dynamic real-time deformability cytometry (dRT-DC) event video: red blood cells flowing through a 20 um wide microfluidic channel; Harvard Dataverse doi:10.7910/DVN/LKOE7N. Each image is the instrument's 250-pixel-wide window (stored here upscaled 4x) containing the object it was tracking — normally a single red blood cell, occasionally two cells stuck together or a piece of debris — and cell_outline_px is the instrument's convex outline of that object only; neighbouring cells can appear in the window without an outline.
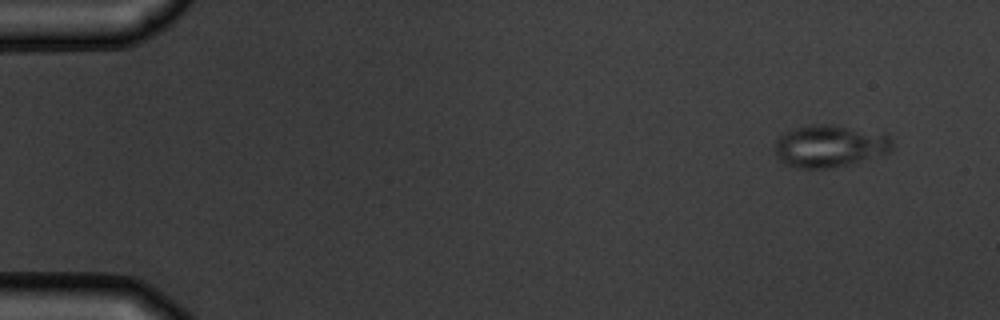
{"species": "common noctule bat (a hibernating species)", "species_latin": "Nyctalus noctula", "temperature_condition": "warm", "stored_images_in_passage": 7, "camera_frame_rate_fps": 3000, "um_per_image_px": 0.085, "animal": {"sex": "male", "body_mass_g": 19.5, "forearm_length_mm": 54.6}, "frame": {"image": 1, "passage_image": 1, "time_ms": 0.0, "image_size_px": [1000, 320], "cell_outline_px": [[892, 148], [888, 152], [852, 164], [824, 168], [800, 168], [784, 164], [776, 156], [776, 140], [784, 132], [796, 128], [812, 124], [828, 124], [888, 136], [892, 140]], "centroid_in_image_um": [70.46, 12.43], "position_along_channel_um": 14.5, "area_um2": 28.21}}